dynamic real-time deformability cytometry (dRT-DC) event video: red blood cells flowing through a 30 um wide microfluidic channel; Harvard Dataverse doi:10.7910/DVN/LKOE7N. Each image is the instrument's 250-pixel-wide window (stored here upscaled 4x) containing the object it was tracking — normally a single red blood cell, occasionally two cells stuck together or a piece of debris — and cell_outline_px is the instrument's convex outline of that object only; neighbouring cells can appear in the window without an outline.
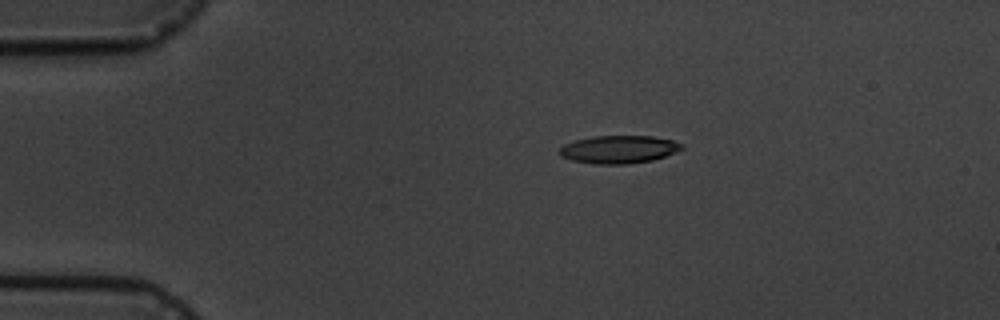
{"species": "common noctule bat (a hibernating species)", "species_latin": "Nyctalus noctula", "temperature_condition": "cold", "stored_images_in_passage": 15, "camera_frame_rate_fps": 3000, "um_per_image_px": 0.085, "animal": {"sex": "male", "body_mass_g": 19.5, "forearm_length_mm": 54.6}, "frame": {"image": 1, "passage_image": 3, "time_ms": 3.0, "image_size_px": [1000, 320], "cell_outline_px": [[684, 148], [676, 152], [652, 160], [628, 164], [592, 164], [572, 160], [560, 156], [560, 148], [564, 144], [576, 140], [592, 136], [652, 136], [672, 140], [684, 144]], "centroid_in_image_um": [52.61, 12.7], "position_along_channel_um": 32.4, "area_um2": 19.88}}
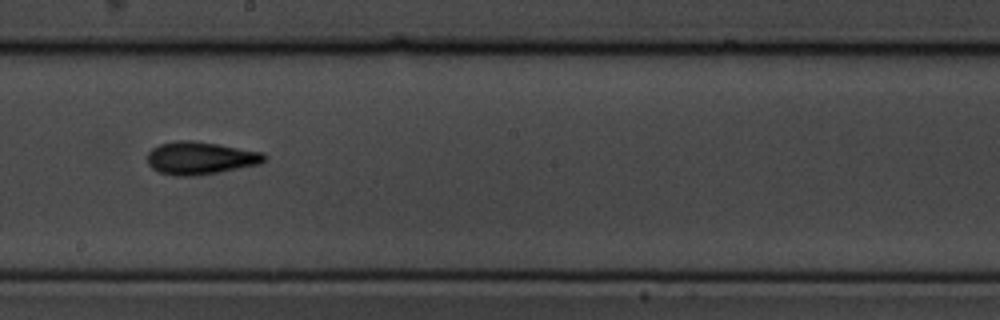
{"frame": {"image": 2, "passage_image": 9, "time_ms": 10.0, "image_size_px": [1000, 320], "cell_outline_px": [[268, 160], [260, 164], [196, 176], [176, 176], [160, 172], [152, 168], [148, 164], [148, 152], [152, 148], [160, 144], [176, 140], [192, 140], [264, 152], [268, 156]], "centroid_in_image_um": [17.06, 13.43], "position_along_channel_um": 231.1, "area_um2": 22.37}}
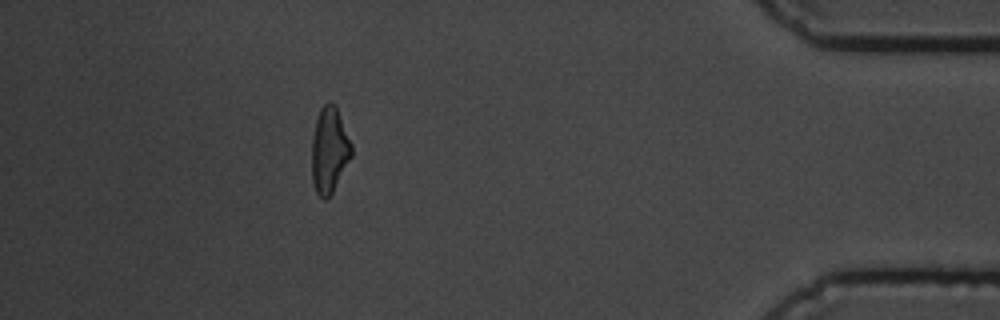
{"frame": {"image": 3, "passage_image": 14, "time_ms": 16.333, "image_size_px": [1000, 320], "cell_outline_px": [[352, 156], [332, 192], [324, 200], [316, 192], [312, 180], [312, 136], [316, 120], [320, 108], [328, 100], [336, 104], [352, 144]], "centroid_in_image_um": [28.0, 12.71], "position_along_channel_um": 407.2, "area_um2": 19.94}, "authors_computed_cell_mechanics": {"area_um2": 19.941, "velocity_mm_per_s": 3.5303, "shape_relaxation_time_tau1_ms": 2.8193, "shape_relaxation_time_tau2_ms": 2.0538, "deformation_change_tau1": 0.1307, "deformation_change_tau2": 0.1121}}